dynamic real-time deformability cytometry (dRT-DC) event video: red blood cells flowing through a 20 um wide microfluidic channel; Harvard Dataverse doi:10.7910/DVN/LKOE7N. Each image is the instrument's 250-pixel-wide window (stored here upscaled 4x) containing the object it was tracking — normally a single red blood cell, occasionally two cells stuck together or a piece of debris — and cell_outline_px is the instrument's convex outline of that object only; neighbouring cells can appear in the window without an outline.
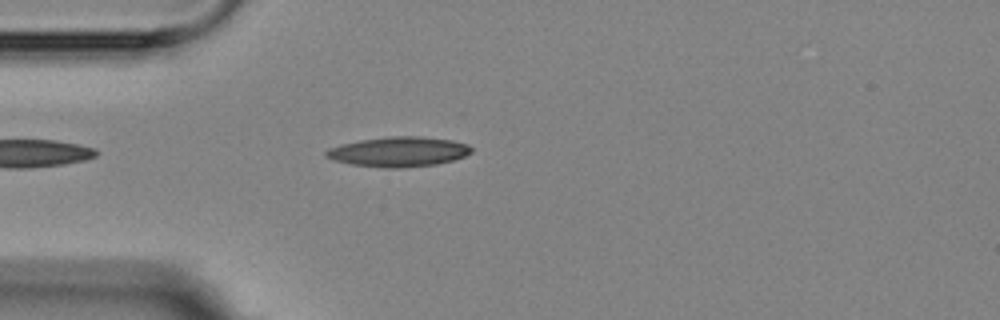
{"species": "Egyptian fruit bat (a non-hibernating species)", "species_latin": "Rousettus aegyptiacus", "temperature_condition": "room temperature", "stored_images_in_passage": 1, "camera_frame_rate_fps": 3000, "um_per_image_px": 0.085, "animal": {"sex": "female"}, "frame": {"image": 1, "passage_image": 1, "time_ms": 0.0, "image_size_px": [1000, 320], "cell_outline_px": [[472, 152], [464, 156], [452, 160], [436, 164], [400, 168], [384, 168], [352, 164], [336, 160], [324, 156], [324, 152], [328, 148], [340, 144], [360, 140], [392, 136], [420, 136], [452, 140], [468, 144], [472, 148]], "centroid_in_image_um": [33.88, 12.89], "position_along_channel_um": 51.1, "area_um2": 25.26}}